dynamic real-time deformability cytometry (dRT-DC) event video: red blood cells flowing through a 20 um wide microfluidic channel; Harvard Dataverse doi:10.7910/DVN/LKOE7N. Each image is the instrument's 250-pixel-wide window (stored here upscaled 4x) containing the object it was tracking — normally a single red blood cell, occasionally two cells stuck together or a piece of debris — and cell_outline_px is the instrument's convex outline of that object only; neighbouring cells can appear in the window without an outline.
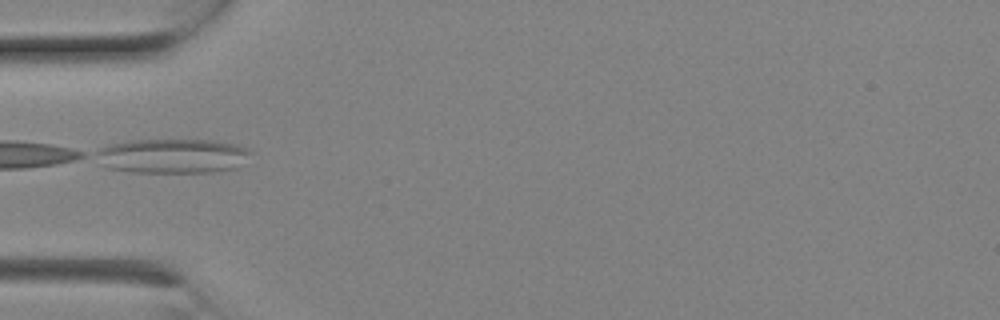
{"species": "Egyptian fruit bat (a non-hibernating species)", "species_latin": "Rousettus aegyptiacus", "temperature_condition": "room temperature", "stored_images_in_passage": 8, "camera_frame_rate_fps": 3000, "um_per_image_px": 0.085, "animal": {"sex": "female"}, "frame": {"image": 1, "passage_image": 6, "time_ms": 1.667, "image_size_px": [1000, 320], "cell_outline_px": [[252, 152], [236, 168], [216, 172], [128, 172], [108, 168], [100, 164], [92, 156], [92, 152], [108, 144], [128, 140], [212, 140], [236, 144], [248, 148]], "centroid_in_image_um": [14.57, 13.25], "position_along_channel_um": 70.4, "area_um2": 31.62}}